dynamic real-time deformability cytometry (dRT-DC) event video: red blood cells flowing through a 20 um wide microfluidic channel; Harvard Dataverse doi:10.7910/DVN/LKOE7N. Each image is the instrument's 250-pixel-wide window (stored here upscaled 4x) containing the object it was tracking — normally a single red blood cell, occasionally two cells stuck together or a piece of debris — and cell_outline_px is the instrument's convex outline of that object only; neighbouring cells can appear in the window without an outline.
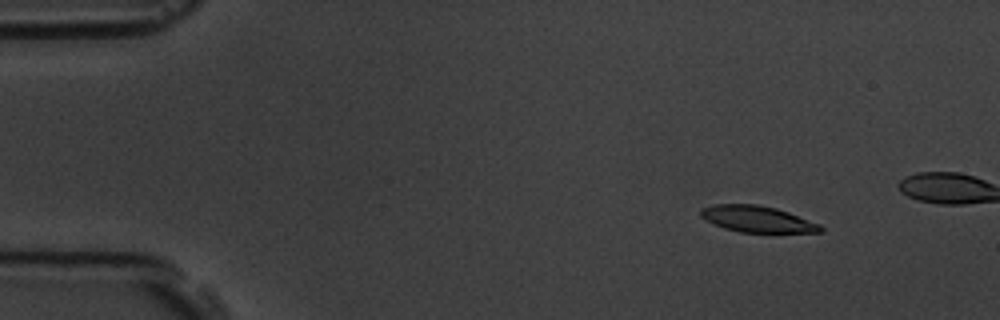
{"species": "common noctule bat (a hibernating species)", "species_latin": "Nyctalus noctula", "temperature_condition": "room temperature", "stored_images_in_passage": 4, "camera_frame_rate_fps": 3000, "um_per_image_px": 0.085, "animal": {"sex": "male", "body_mass_g": 19.5, "forearm_length_mm": 54.6}, "frame": {"image": 1, "passage_image": 2, "time_ms": 1.0, "image_size_px": [1000, 320], "cell_outline_px": [[824, 232], [740, 232], [724, 228], [700, 216], [700, 208], [712, 204], [756, 204], [776, 208], [788, 212], [820, 224], [824, 228]], "centroid_in_image_um": [64.37, 18.61], "position_along_channel_um": 20.6, "area_um2": 18.26}}